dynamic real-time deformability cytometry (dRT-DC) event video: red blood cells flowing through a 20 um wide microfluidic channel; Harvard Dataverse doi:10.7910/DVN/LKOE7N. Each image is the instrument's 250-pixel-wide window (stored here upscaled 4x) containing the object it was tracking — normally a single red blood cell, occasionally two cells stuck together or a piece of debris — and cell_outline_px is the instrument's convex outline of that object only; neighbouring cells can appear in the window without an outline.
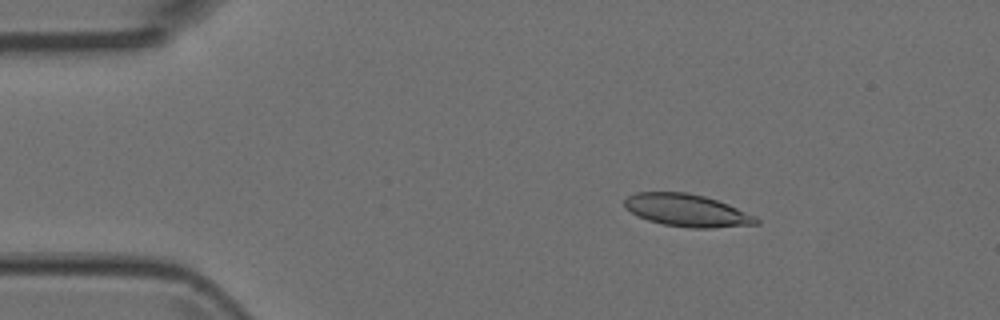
{"species": "Egyptian fruit bat (a non-hibernating species)", "species_latin": "Rousettus aegyptiacus", "temperature_condition": "room temperature", "stored_images_in_passage": 6, "camera_frame_rate_fps": 3000, "um_per_image_px": 0.085, "animal": {"sex": "female"}, "frame": {"image": 1, "passage_image": 3, "time_ms": 0.667, "image_size_px": [1000, 320], "cell_outline_px": [[760, 224], [712, 228], [692, 228], [664, 224], [648, 220], [624, 208], [624, 200], [628, 196], [636, 192], [688, 192], [704, 196], [728, 204], [756, 216], [760, 220]], "centroid_in_image_um": [58.41, 17.88], "position_along_channel_um": 26.6, "area_um2": 24.85}}
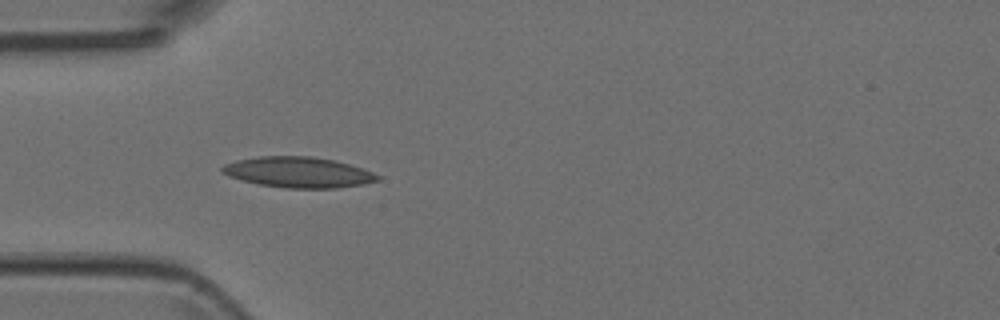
{"frame": {"image": 2, "passage_image": 5, "time_ms": 1.333, "image_size_px": [1000, 320], "cell_outline_px": [[380, 180], [364, 184], [336, 188], [284, 188], [256, 184], [240, 180], [228, 176], [220, 172], [220, 168], [224, 164], [236, 160], [260, 156], [312, 156], [336, 160], [364, 168], [380, 176]], "centroid_in_image_um": [25.34, 14.64], "position_along_channel_um": 59.7, "area_um2": 28.15}}
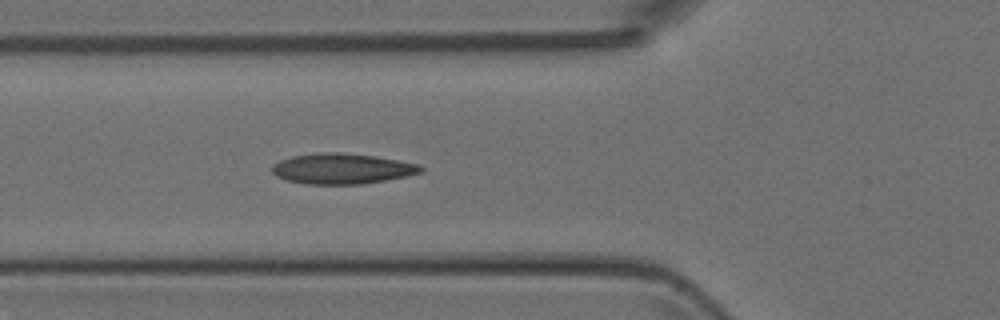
{"frame": {"image": 3, "passage_image": 6, "time_ms": 1.667, "image_size_px": [1000, 320], "cell_outline_px": [[424, 168], [420, 172], [408, 176], [360, 184], [304, 184], [284, 180], [276, 176], [272, 172], [272, 164], [280, 160], [292, 156], [324, 152], [336, 152], [376, 156], [420, 164]], "centroid_in_image_um": [29.05, 14.34], "position_along_channel_um": 96.8, "area_um2": 26.47}}